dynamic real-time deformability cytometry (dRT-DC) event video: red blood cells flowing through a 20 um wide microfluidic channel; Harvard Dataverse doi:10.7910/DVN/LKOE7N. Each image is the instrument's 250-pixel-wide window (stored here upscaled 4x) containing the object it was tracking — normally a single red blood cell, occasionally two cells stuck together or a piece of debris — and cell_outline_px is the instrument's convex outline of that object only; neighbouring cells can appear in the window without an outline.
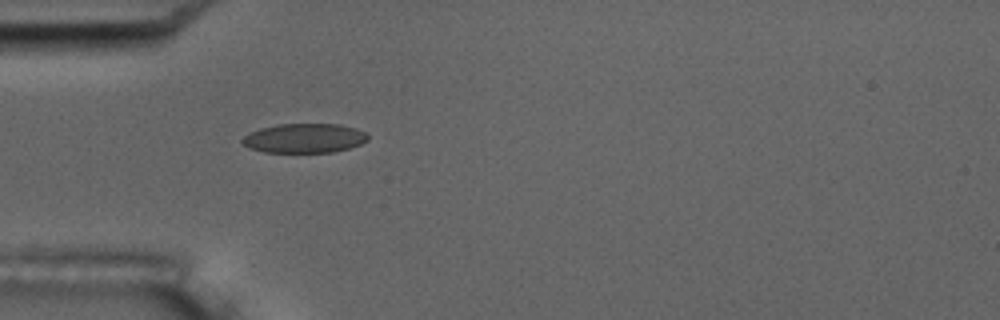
{"species": "common noctule bat (a hibernating species)", "species_latin": "Nyctalus noctula", "temperature_condition": "room temperature", "stored_images_in_passage": 1, "camera_frame_rate_fps": 3000, "um_per_image_px": 0.085, "animal": {"sex": "male", "body_mass_g": 17.5, "forearm_length_mm": 52.3}, "frame": {"image": 1, "passage_image": 1, "time_ms": 0.0, "image_size_px": [1000, 320], "cell_outline_px": [[368, 140], [360, 144], [348, 148], [332, 152], [264, 152], [248, 148], [240, 140], [244, 136], [260, 128], [280, 124], [340, 124], [356, 128], [364, 132], [368, 136]], "centroid_in_image_um": [25.87, 11.74], "position_along_channel_um": 59.1, "area_um2": 21.39}}